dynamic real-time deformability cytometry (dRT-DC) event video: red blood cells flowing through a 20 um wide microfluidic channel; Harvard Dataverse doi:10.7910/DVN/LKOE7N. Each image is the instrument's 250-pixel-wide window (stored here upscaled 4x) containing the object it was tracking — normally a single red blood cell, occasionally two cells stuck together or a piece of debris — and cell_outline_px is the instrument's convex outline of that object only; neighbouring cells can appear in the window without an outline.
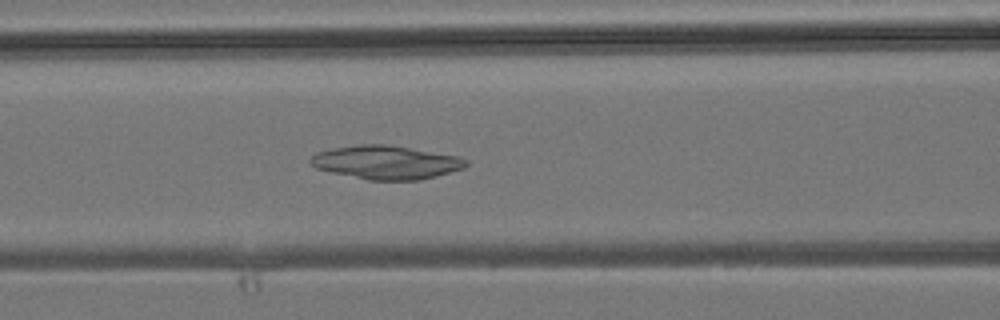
{"species": "common noctule bat (a hibernating species)", "species_latin": "Nyctalus noctula", "temperature_condition": "room temperature", "stored_images_in_passage": 22, "camera_frame_rate_fps": 3000, "um_per_image_px": 0.085, "animal": {"sex": "male", "body_mass_g": 19.2, "forearm_length_mm": 51.8}, "frame": {"image": 1, "passage_image": 19, "time_ms": 6.0, "image_size_px": [1000, 320], "cell_outline_px": [[468, 164], [464, 168], [436, 176], [420, 180], [368, 180], [332, 172], [316, 168], [308, 160], [316, 152], [332, 148], [360, 144], [384, 144], [456, 156], [468, 160]], "centroid_in_image_um": [32.8, 13.8], "position_along_channel_um": 133.8, "area_um2": 30.11}}
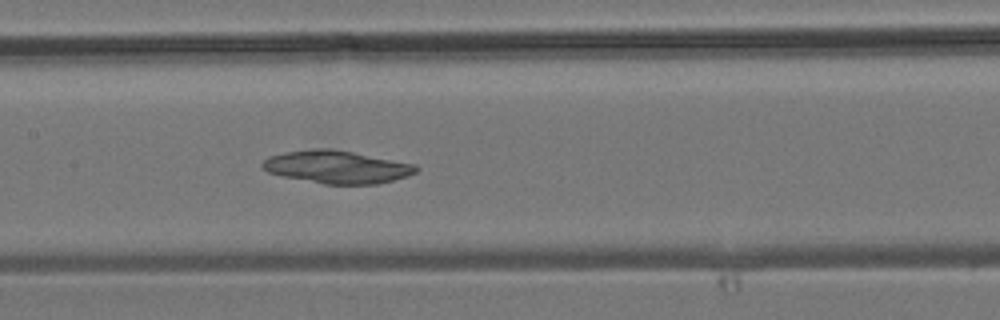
{"frame": {"image": 2, "passage_image": 22, "time_ms": 7.0, "image_size_px": [1000, 320], "cell_outline_px": [[420, 168], [416, 172], [408, 176], [376, 184], [324, 184], [280, 176], [268, 172], [260, 164], [268, 156], [284, 152], [312, 148], [332, 148], [416, 164]], "centroid_in_image_um": [28.62, 14.18], "position_along_channel_um": 178.8, "area_um2": 29.48}}